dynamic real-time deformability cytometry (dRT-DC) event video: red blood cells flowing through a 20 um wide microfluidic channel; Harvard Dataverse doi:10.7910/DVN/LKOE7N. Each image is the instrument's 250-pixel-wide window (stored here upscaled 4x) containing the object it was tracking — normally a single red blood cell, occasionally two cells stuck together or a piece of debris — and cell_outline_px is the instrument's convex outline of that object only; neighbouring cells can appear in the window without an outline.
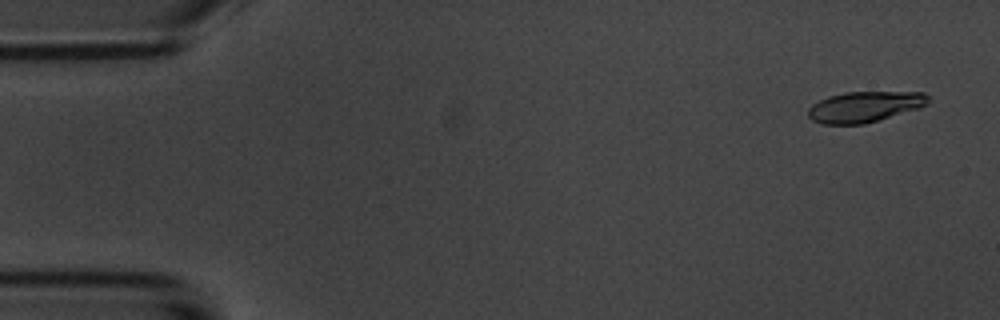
{"species": "common noctule bat (a hibernating species)", "species_latin": "Nyctalus noctula", "temperature_condition": "room temperature", "stored_images_in_passage": 4, "camera_frame_rate_fps": 3000, "um_per_image_px": 0.085, "animal": {"sex": "male", "body_mass_g": 20.1, "forearm_length_mm": 53.5}, "frame": {"image": 1, "passage_image": 1, "time_ms": 0.0, "image_size_px": [1000, 320], "cell_outline_px": [[928, 100], [920, 108], [880, 120], [864, 124], [820, 124], [812, 120], [808, 116], [808, 108], [812, 104], [828, 96], [844, 92], [924, 92], [928, 96]], "centroid_in_image_um": [73.46, 9.08], "position_along_channel_um": 11.5, "area_um2": 21.56}}
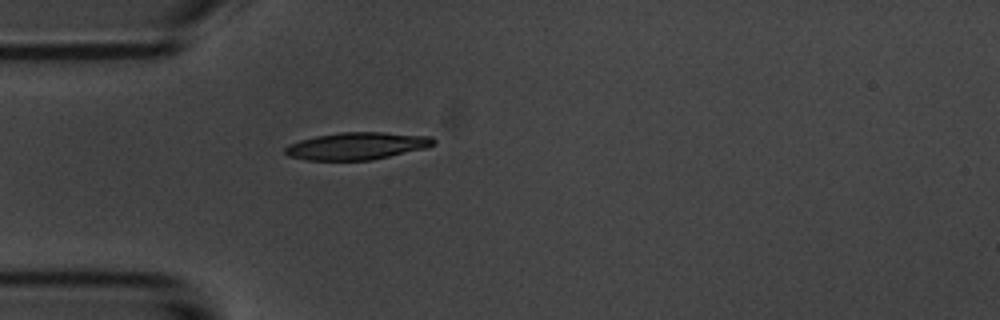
{"frame": {"image": 2, "passage_image": 4, "time_ms": 4.333, "image_size_px": [1000, 320], "cell_outline_px": [[436, 144], [428, 148], [372, 160], [304, 160], [288, 156], [284, 152], [284, 148], [288, 144], [300, 140], [316, 136], [340, 132], [380, 132], [432, 136], [436, 140]], "centroid_in_image_um": [30.36, 12.41], "position_along_channel_um": 54.6, "area_um2": 23.87}}